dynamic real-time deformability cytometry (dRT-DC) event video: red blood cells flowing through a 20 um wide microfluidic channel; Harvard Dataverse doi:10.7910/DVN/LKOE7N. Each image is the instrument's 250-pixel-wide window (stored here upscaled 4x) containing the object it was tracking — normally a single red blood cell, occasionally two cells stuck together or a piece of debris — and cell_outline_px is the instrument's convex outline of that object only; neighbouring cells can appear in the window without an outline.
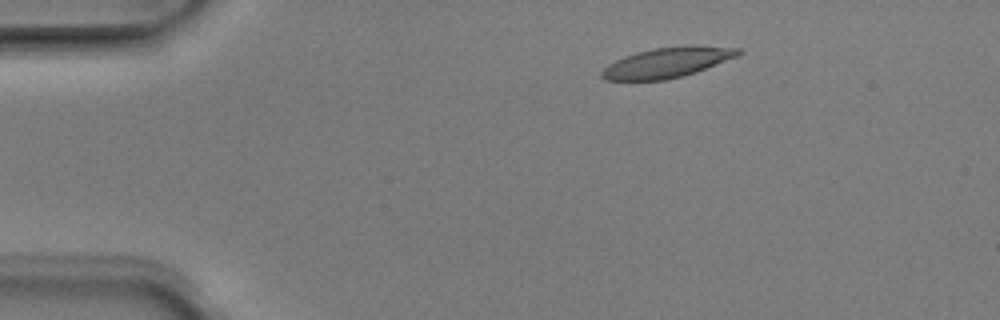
{"species": "Egyptian fruit bat (a non-hibernating species)", "species_latin": "Rousettus aegyptiacus", "temperature_condition": "room temperature", "stored_images_in_passage": 6, "camera_frame_rate_fps": 3000, "um_per_image_px": 0.085, "animal": {"sex": "male"}, "frame": {"image": 1, "passage_image": 3, "time_ms": 0.667, "image_size_px": [1000, 320], "cell_outline_px": [[744, 52], [736, 56], [696, 72], [684, 76], [664, 80], [608, 80], [600, 76], [600, 72], [608, 64], [616, 60], [636, 52], [652, 48], [692, 44], [740, 48]], "centroid_in_image_um": [56.73, 5.29], "position_along_channel_um": 28.3, "area_um2": 24.1}}
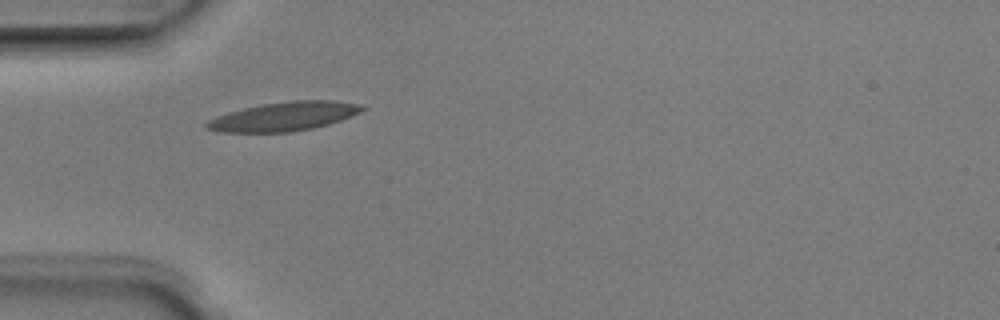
{"frame": {"image": 2, "passage_image": 5, "time_ms": 1.333, "image_size_px": [1000, 320], "cell_outline_px": [[368, 108], [360, 112], [340, 120], [328, 124], [312, 128], [292, 132], [220, 132], [204, 128], [204, 124], [208, 120], [216, 116], [228, 112], [260, 104], [292, 100], [332, 100], [364, 104]], "centroid_in_image_um": [24.14, 9.89], "position_along_channel_um": 60.9, "area_um2": 26.41}}
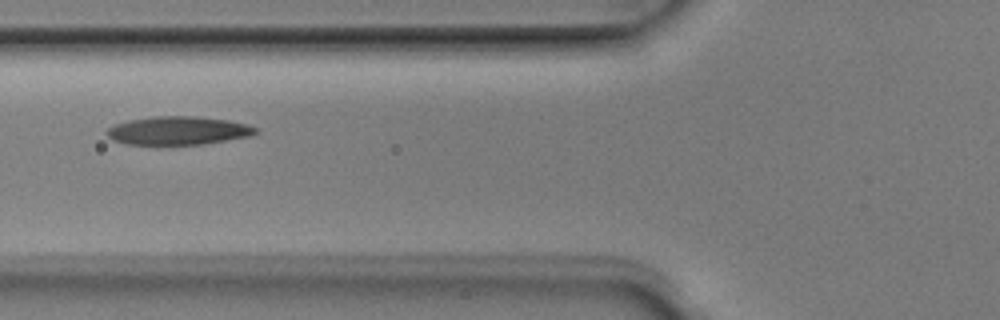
{"frame": {"image": 3, "passage_image": 6, "time_ms": 1.667, "image_size_px": [1000, 320], "cell_outline_px": [[260, 132], [252, 136], [204, 144], [124, 144], [112, 140], [104, 132], [108, 128], [116, 124], [128, 120], [152, 116], [196, 116], [228, 120], [248, 124], [260, 128]], "centroid_in_image_um": [15.19, 11.1], "position_along_channel_um": 110.6, "area_um2": 24.91}}